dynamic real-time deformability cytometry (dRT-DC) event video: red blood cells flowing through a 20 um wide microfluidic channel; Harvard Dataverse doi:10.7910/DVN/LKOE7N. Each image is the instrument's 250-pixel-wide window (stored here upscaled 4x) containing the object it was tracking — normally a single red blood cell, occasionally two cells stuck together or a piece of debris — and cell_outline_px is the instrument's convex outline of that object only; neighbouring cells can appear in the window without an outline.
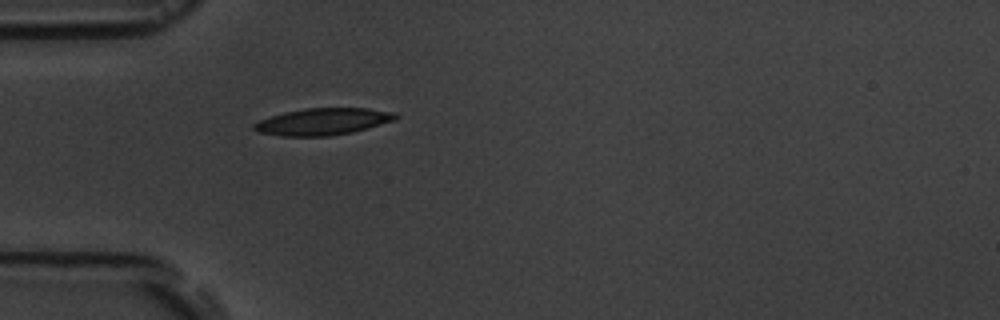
{"species": "common noctule bat (a hibernating species)", "species_latin": "Nyctalus noctula", "temperature_condition": "room temperature", "stored_images_in_passage": 1, "camera_frame_rate_fps": 3000, "um_per_image_px": 0.085, "animal": {"sex": "male", "body_mass_g": 19.5, "forearm_length_mm": 54.6}, "frame": {"image": 1, "passage_image": 1, "time_ms": 0.0, "image_size_px": [1000, 320], "cell_outline_px": [[400, 116], [396, 120], [352, 132], [328, 136], [280, 136], [260, 132], [252, 128], [252, 124], [260, 120], [284, 112], [304, 108], [368, 108], [396, 112]], "centroid_in_image_um": [27.48, 10.33], "position_along_channel_um": 57.5, "area_um2": 22.2}}